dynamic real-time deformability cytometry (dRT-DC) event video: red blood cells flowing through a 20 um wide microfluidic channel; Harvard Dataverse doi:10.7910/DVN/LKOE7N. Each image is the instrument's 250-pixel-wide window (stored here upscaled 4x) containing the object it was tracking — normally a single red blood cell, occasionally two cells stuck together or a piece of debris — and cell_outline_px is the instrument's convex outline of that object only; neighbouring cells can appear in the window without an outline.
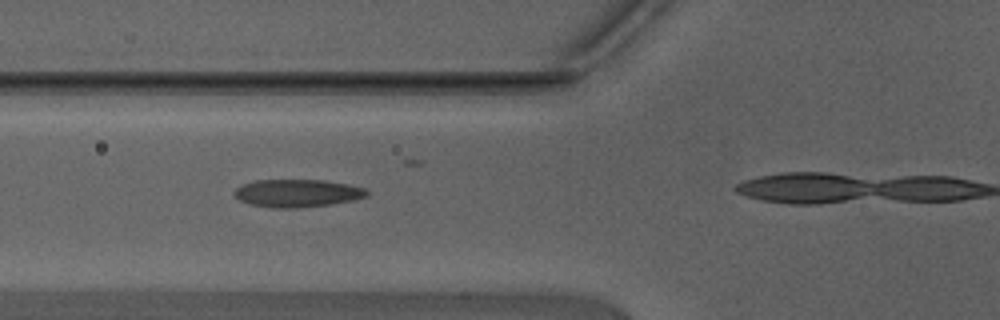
{"species": "Egyptian fruit bat (a non-hibernating species)", "species_latin": "Rousettus aegyptiacus", "temperature_condition": "warm", "stored_images_in_passage": 9, "camera_frame_rate_fps": 3000, "um_per_image_px": 0.085, "animal": {"sex": "male"}, "frame": {"image": 1, "passage_image": 6, "time_ms": 1.667, "image_size_px": [1000, 320], "cell_outline_px": [[368, 196], [352, 200], [332, 204], [296, 208], [272, 208], [248, 204], [240, 200], [232, 192], [240, 184], [256, 180], [324, 180], [348, 184], [364, 188], [368, 192]], "centroid_in_image_um": [25.23, 16.42], "position_along_channel_um": 100.6, "area_um2": 21.56}}